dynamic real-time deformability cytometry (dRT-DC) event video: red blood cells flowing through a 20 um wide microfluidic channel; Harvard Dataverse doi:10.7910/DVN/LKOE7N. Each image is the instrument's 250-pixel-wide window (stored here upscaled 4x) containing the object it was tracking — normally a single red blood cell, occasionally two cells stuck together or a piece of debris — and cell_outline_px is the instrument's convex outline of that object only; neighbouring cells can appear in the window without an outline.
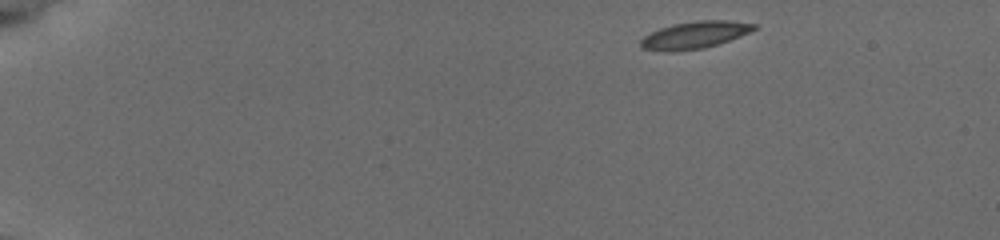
{"species": "common noctule bat (a hibernating species)", "species_latin": "Nyctalus noctula", "temperature_condition": "cold", "stored_images_in_passage": 62, "camera_frame_rate_fps": 3000, "um_per_image_px": 0.085, "animal": {"sex": "female", "body_mass_g": 19.5, "forearm_length_mm": 54.1}, "frame": {"image": 1, "passage_image": 1, "time_ms": 0.0, "image_size_px": [1000, 240], "cell_outline_px": [[756, 28], [740, 36], [704, 48], [668, 52], [664, 52], [640, 48], [640, 40], [644, 36], [660, 28], [672, 24], [700, 20], [724, 20], [756, 24]], "centroid_in_image_um": [58.98, 2.98], "position_along_channel_um": 26.0, "area_um2": 17.74}}
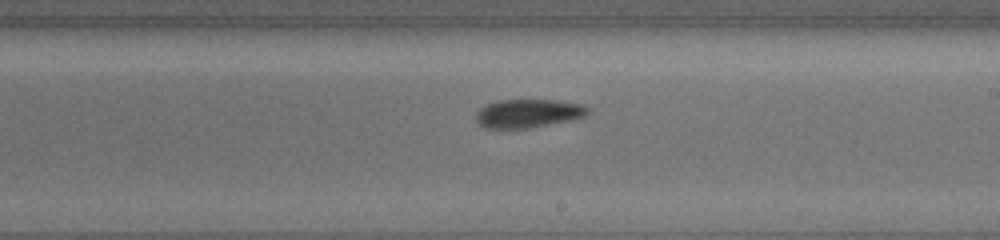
{"frame": {"image": 2, "passage_image": 35, "time_ms": 8.667, "image_size_px": [1000, 240], "cell_outline_px": [[588, 112], [584, 116], [568, 120], [524, 128], [488, 128], [480, 124], [476, 120], [476, 112], [484, 104], [496, 100], [556, 100], [584, 104], [588, 108]], "centroid_in_image_um": [44.85, 9.61], "position_along_channel_um": 244.2, "area_um2": 18.32}}
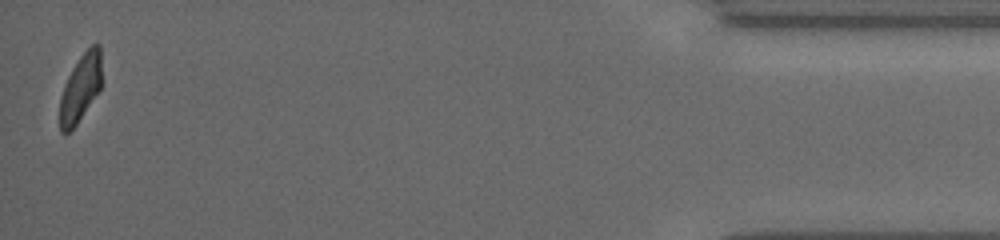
{"frame": {"image": 3, "passage_image": 62, "time_ms": 15.333, "image_size_px": [1000, 240], "cell_outline_px": [[100, 88], [76, 124], [68, 132], [60, 132], [60, 96], [64, 84], [72, 68], [80, 56], [92, 44], [100, 44]], "centroid_in_image_um": [6.81, 7.46], "position_along_channel_um": 428.4, "area_um2": 15.95}, "authors_computed_cell_mechanics": {"area_um2": 18.1492, "velocity_mm_per_s": 3.8339, "shape_relaxation_time_tau1_ms": 4.2823, "shape_relaxation_time_tau2_ms": 2.1255, "deformation_change_tau1": 0.1193, "deformation_change_tau2": 0.0664}}